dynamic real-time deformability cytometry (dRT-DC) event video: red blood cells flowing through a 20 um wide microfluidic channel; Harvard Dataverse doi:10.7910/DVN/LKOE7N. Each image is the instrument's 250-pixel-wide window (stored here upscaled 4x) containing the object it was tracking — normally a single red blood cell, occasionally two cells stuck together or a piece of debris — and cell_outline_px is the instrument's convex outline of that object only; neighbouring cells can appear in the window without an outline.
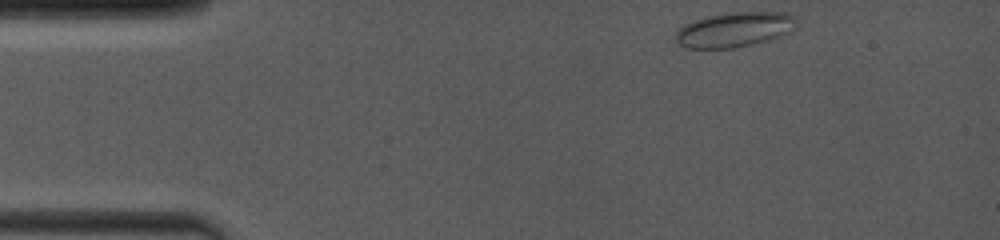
{"species": "common noctule bat (a hibernating species)", "species_latin": "Nyctalus noctula", "temperature_condition": "room temperature", "stored_images_in_passage": 27, "camera_frame_rate_fps": 4000, "um_per_image_px": 0.085, "animal": {"sex": "female", "body_mass_g": 19.0, "forearm_length_mm": 53.3}, "frame": {"image": 1, "passage_image": 1, "time_ms": 0.0, "image_size_px": [1000, 240], "cell_outline_px": [[796, 20], [788, 32], [784, 36], [776, 40], [732, 48], [684, 48], [676, 40], [676, 32], [684, 24], [696, 20], [724, 12], [788, 12], [796, 16]], "centroid_in_image_um": [62.47, 2.52], "position_along_channel_um": 22.5, "area_um2": 24.74}}
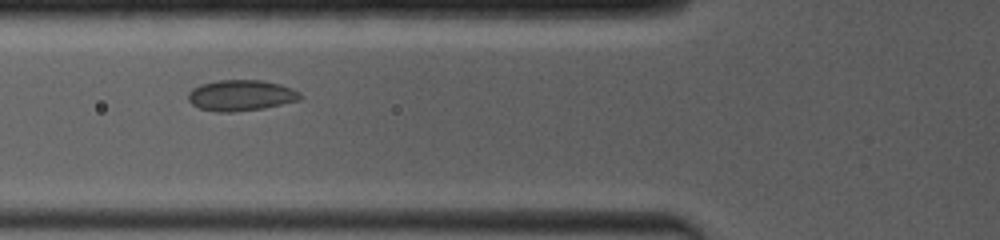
{"frame": {"image": 2, "passage_image": 21, "time_ms": 4.0, "image_size_px": [1000, 240], "cell_outline_px": [[304, 96], [300, 100], [264, 108], [232, 112], [216, 112], [200, 108], [192, 104], [188, 100], [188, 92], [192, 88], [200, 84], [220, 80], [260, 80], [280, 84], [292, 88], [300, 92]], "centroid_in_image_um": [20.49, 8.11], "position_along_channel_um": 105.3, "area_um2": 20.29}}
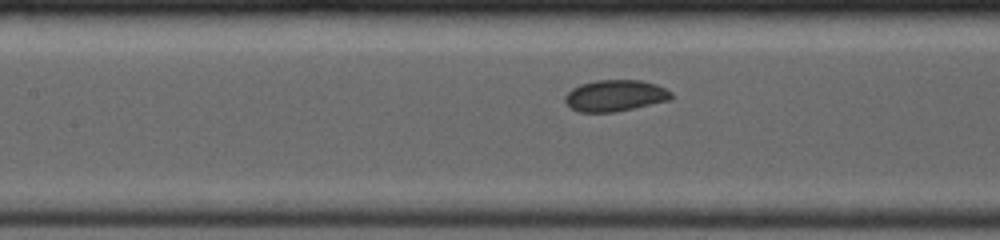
{"frame": {"image": 3, "passage_image": 27, "time_ms": 5.25, "image_size_px": [1000, 240], "cell_outline_px": [[672, 100], [616, 112], [580, 112], [568, 108], [564, 100], [564, 96], [572, 88], [580, 84], [596, 80], [640, 80], [656, 84], [672, 92]], "centroid_in_image_um": [52.27, 8.14], "position_along_channel_um": 155.1, "area_um2": 19.71}}